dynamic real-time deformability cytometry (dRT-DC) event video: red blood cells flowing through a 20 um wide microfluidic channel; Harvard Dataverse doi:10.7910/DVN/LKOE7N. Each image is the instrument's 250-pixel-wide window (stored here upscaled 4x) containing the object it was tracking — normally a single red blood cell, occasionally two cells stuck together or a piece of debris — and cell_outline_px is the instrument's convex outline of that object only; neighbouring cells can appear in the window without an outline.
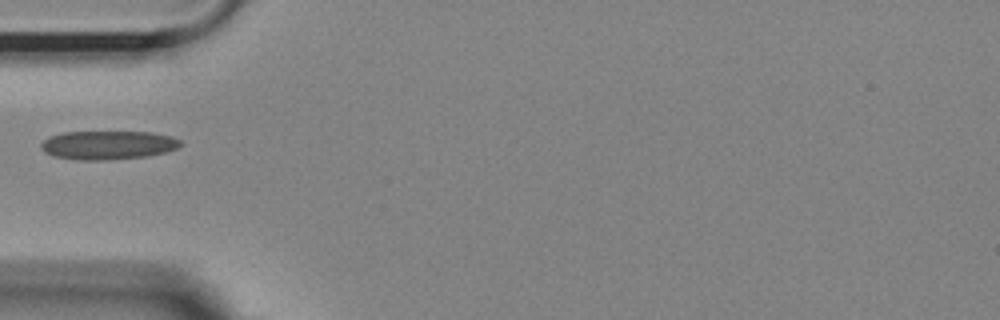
{"species": "Egyptian fruit bat (a non-hibernating species)", "species_latin": "Rousettus aegyptiacus", "temperature_condition": "room temperature", "stored_images_in_passage": 38, "camera_frame_rate_fps": 3000, "um_per_image_px": 0.085, "animal": {"sex": "female"}, "frame": {"image": 1, "passage_image": 1, "time_ms": 0.0, "image_size_px": [1000, 320], "cell_outline_px": [[184, 144], [176, 148], [164, 152], [148, 156], [104, 160], [80, 160], [56, 156], [44, 152], [40, 148], [40, 144], [48, 136], [64, 132], [152, 132], [172, 136], [180, 140]], "centroid_in_image_um": [9.18, 12.32], "position_along_channel_um": 75.8, "area_um2": 23.35}}
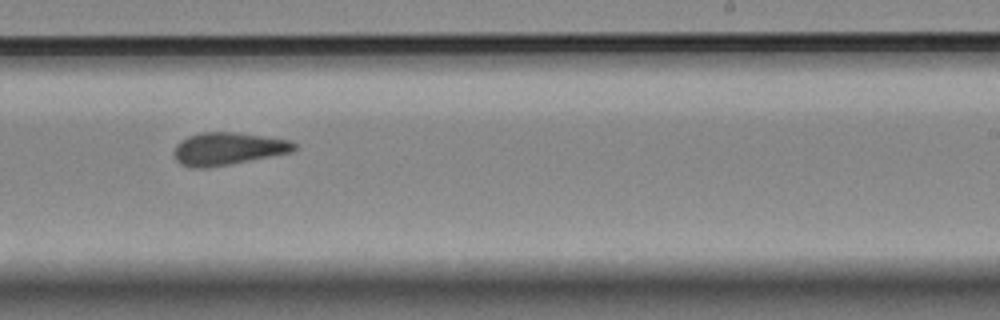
{"frame": {"image": 2, "passage_image": 17, "time_ms": 5.333, "image_size_px": [1000, 320], "cell_outline_px": [[296, 148], [292, 152], [208, 168], [192, 168], [180, 164], [172, 156], [172, 152], [176, 144], [180, 140], [188, 136], [204, 132], [236, 132], [292, 140], [296, 144]], "centroid_in_image_um": [19.33, 12.64], "position_along_channel_um": 269.7, "area_um2": 23.0}}
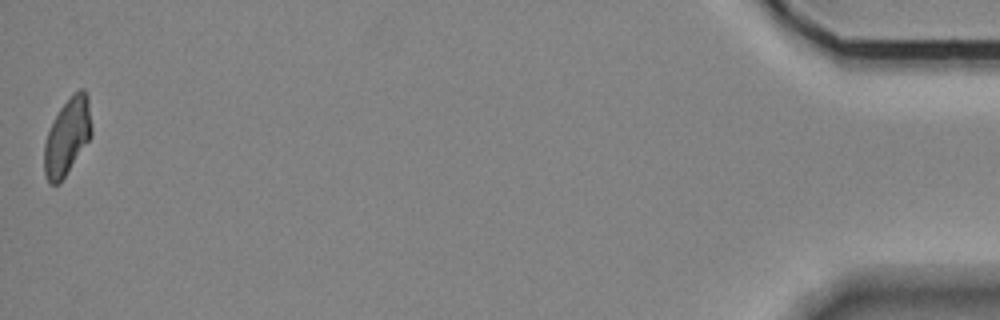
{"frame": {"image": 3, "passage_image": 38, "time_ms": 12.333, "image_size_px": [1000, 320], "cell_outline_px": [[92, 136], [60, 184], [48, 184], [44, 172], [44, 144], [48, 132], [60, 108], [80, 88], [84, 88], [88, 96], [92, 128]], "centroid_in_image_um": [5.73, 11.65], "position_along_channel_um": 429.5, "area_um2": 21.1}}